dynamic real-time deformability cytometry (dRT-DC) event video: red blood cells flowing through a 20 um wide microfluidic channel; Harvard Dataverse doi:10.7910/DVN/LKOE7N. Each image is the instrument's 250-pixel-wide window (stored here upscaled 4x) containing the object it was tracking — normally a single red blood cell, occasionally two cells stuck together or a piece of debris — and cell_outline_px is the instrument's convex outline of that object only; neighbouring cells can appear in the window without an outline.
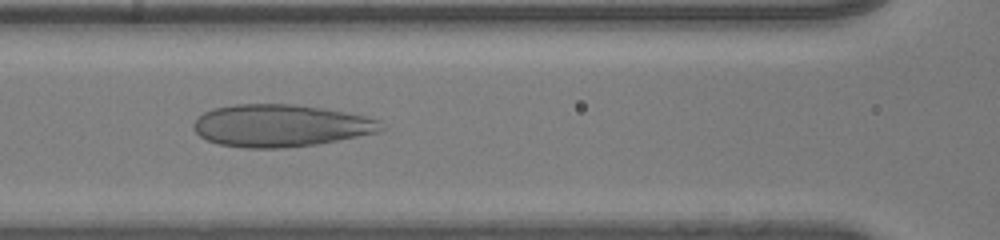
{"species": "human", "species_latin": "Homo sapiens", "temperature_condition": "room temperature", "stored_images_in_passage": 43, "camera_frame_rate_fps": 3000, "um_per_image_px": 0.085, "donor": {"sex": "male"}, "frame": {"image": 1, "passage_image": 17, "time_ms": 5.333, "image_size_px": [1000, 240], "cell_outline_px": [[384, 128], [376, 132], [316, 144], [284, 148], [244, 148], [220, 144], [208, 140], [200, 136], [192, 128], [192, 124], [204, 112], [216, 108], [236, 104], [296, 104], [324, 108], [364, 116], [380, 120]], "centroid_in_image_um": [23.82, 10.67], "position_along_channel_um": 142.8, "area_um2": 45.89}}
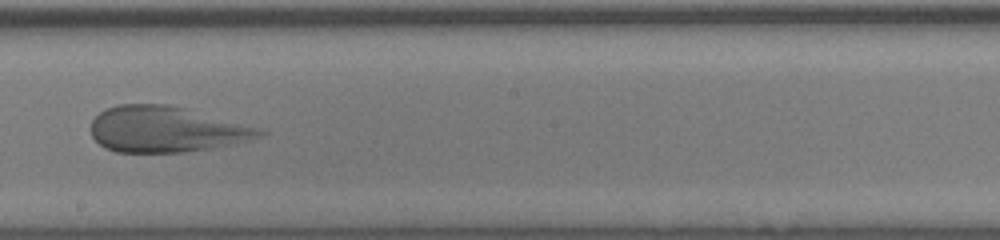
{"frame": {"image": 2, "passage_image": 24, "time_ms": 7.667, "image_size_px": [1000, 240], "cell_outline_px": [[268, 132], [244, 140], [228, 144], [188, 152], [116, 152], [104, 148], [92, 136], [92, 120], [104, 108], [116, 104], [168, 104], [184, 108]], "centroid_in_image_um": [13.95, 10.99], "position_along_channel_um": 234.3, "area_um2": 43.93}}
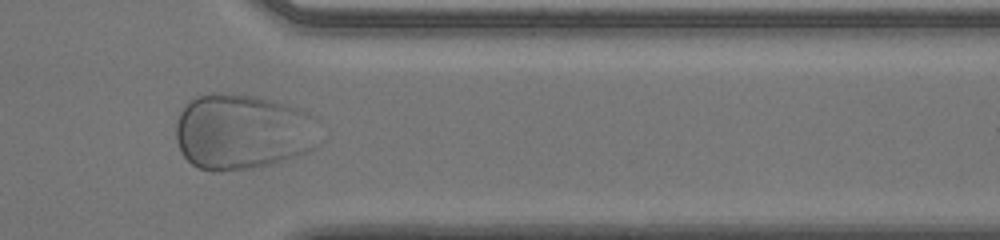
{"frame": {"image": 3, "passage_image": 36, "time_ms": 11.667, "image_size_px": [1000, 240], "cell_outline_px": [[316, 120], [312, 148], [304, 152], [284, 160], [260, 168], [212, 172], [196, 168], [184, 156], [176, 140], [176, 124], [180, 112], [188, 100], [196, 96], [212, 92], [220, 92], [256, 96], [272, 100], [296, 108], [316, 116]], "centroid_in_image_um": [20.52, 11.2], "position_along_channel_um": 390.9, "area_um2": 63.35}}